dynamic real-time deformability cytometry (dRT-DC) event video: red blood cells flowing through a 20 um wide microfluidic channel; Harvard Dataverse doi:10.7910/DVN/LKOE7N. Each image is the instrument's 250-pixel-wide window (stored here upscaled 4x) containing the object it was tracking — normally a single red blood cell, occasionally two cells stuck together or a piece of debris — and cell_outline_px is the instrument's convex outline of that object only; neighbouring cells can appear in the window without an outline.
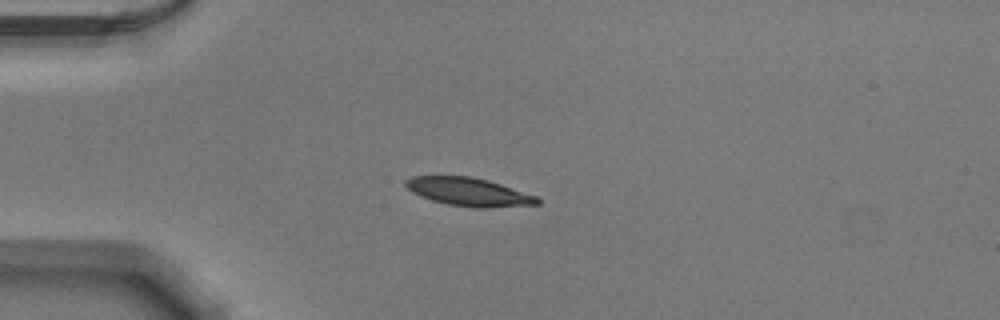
{"species": "Egyptian fruit bat (a non-hibernating species)", "species_latin": "Rousettus aegyptiacus", "temperature_condition": "warm", "stored_images_in_passage": 40, "camera_frame_rate_fps": 3000, "um_per_image_px": 0.085, "animal": {"sex": "male"}, "frame": {"image": 1, "passage_image": 1, "time_ms": 0.0, "image_size_px": [1000, 320], "cell_outline_px": [[540, 204], [488, 208], [472, 208], [448, 204], [432, 200], [420, 196], [412, 192], [404, 184], [404, 180], [412, 176], [472, 176], [488, 180], [536, 196], [540, 200]], "centroid_in_image_um": [39.82, 16.31], "position_along_channel_um": 45.2, "area_um2": 21.68}}
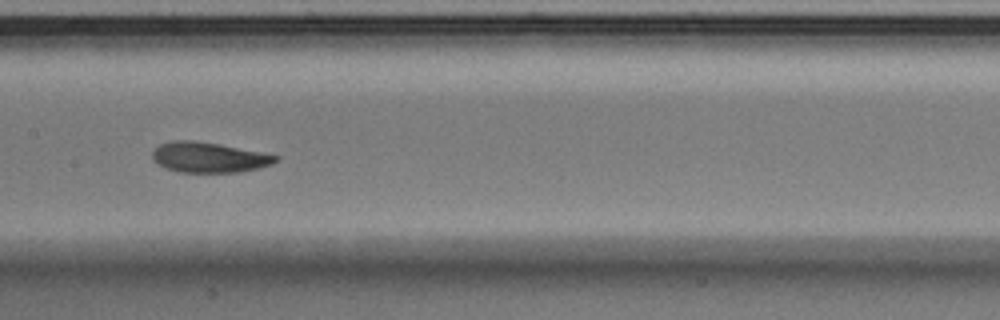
{"frame": {"image": 2, "passage_image": 14, "time_ms": 4.333, "image_size_px": [1000, 320], "cell_outline_px": [[280, 160], [272, 164], [240, 172], [180, 172], [164, 168], [156, 164], [152, 160], [152, 152], [160, 144], [172, 140], [192, 140], [220, 144], [280, 156]], "centroid_in_image_um": [17.73, 13.37], "position_along_channel_um": 189.7, "area_um2": 21.85}}
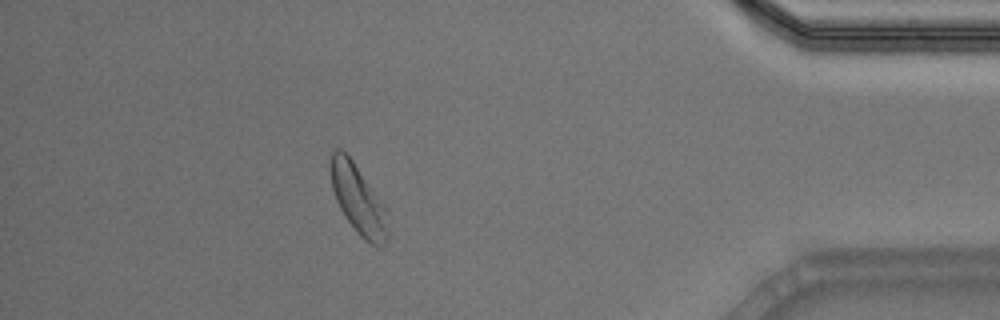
{"frame": {"image": 3, "passage_image": 34, "time_ms": 11.0, "image_size_px": [1000, 320], "cell_outline_px": [[388, 236], [384, 244], [380, 248], [364, 240], [356, 232], [344, 216], [336, 200], [332, 188], [328, 168], [328, 164], [332, 152], [336, 148], [340, 148], [352, 160], [384, 204], [388, 232]], "centroid_in_image_um": [30.4, 16.95], "position_along_channel_um": 404.8, "area_um2": 23.18}, "authors_computed_cell_mechanics": {"area_um2": 22.542, "velocity_mm_per_s": 3.8545, "shape_relaxation_time_tau1_ms": 2.2159, "shape_relaxation_time_tau2_ms": 3.4938, "deformation_change_tau1": 0.0965, "deformation_change_tau2": 0.0708}}